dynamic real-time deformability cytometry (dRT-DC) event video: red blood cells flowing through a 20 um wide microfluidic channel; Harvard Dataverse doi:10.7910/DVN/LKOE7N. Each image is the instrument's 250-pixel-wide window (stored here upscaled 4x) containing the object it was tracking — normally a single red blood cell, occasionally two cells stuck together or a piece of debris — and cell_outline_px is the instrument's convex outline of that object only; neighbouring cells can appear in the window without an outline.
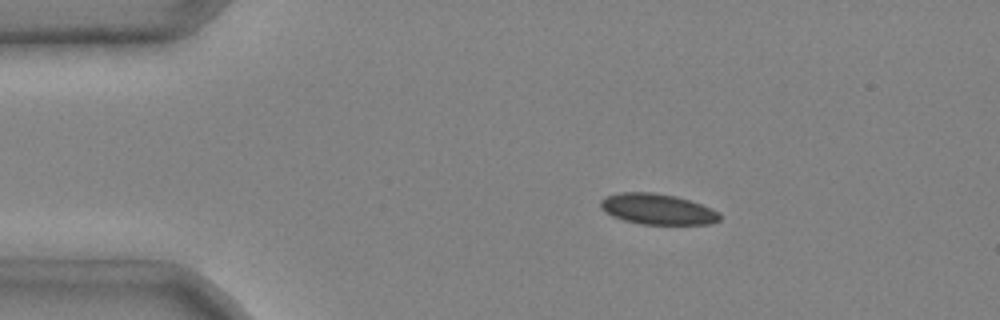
{"species": "common noctule bat (a hibernating species)", "species_latin": "Nyctalus noctula", "temperature_condition": "cold", "stored_images_in_passage": 6, "camera_frame_rate_fps": 3000, "um_per_image_px": 0.085, "animal": {"sex": "male", "body_mass_g": 20.4}, "frame": {"image": 1, "passage_image": 3, "time_ms": 0.667, "image_size_px": [1000, 320], "cell_outline_px": [[720, 220], [712, 224], [640, 224], [624, 220], [612, 216], [604, 212], [600, 208], [600, 200], [608, 196], [620, 192], [652, 192], [676, 196], [712, 208], [720, 212]], "centroid_in_image_um": [55.88, 17.78], "position_along_channel_um": 29.1, "area_um2": 21.39}}
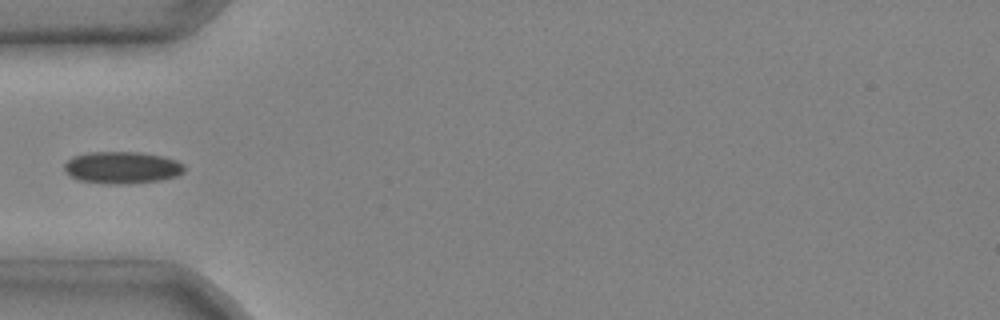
{"frame": {"image": 2, "passage_image": 5, "time_ms": 1.333, "image_size_px": [1000, 320], "cell_outline_px": [[184, 172], [176, 176], [160, 180], [120, 184], [108, 184], [80, 180], [64, 172], [64, 164], [72, 156], [88, 152], [136, 152], [160, 156], [176, 160], [184, 164]], "centroid_in_image_um": [10.35, 14.24], "position_along_channel_um": 74.7, "area_um2": 22.25}}